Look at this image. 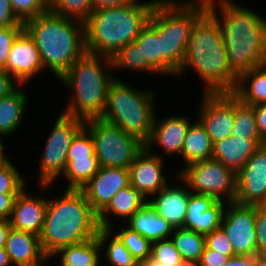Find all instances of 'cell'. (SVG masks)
<instances>
[{
    "label": "cell",
    "mask_w": 266,
    "mask_h": 266,
    "mask_svg": "<svg viewBox=\"0 0 266 266\" xmlns=\"http://www.w3.org/2000/svg\"><path fill=\"white\" fill-rule=\"evenodd\" d=\"M134 42L143 54V71L161 74V53L157 31L147 23Z\"/></svg>",
    "instance_id": "32"
},
{
    "label": "cell",
    "mask_w": 266,
    "mask_h": 266,
    "mask_svg": "<svg viewBox=\"0 0 266 266\" xmlns=\"http://www.w3.org/2000/svg\"><path fill=\"white\" fill-rule=\"evenodd\" d=\"M235 202L242 205H266V143L261 145L236 174Z\"/></svg>",
    "instance_id": "15"
},
{
    "label": "cell",
    "mask_w": 266,
    "mask_h": 266,
    "mask_svg": "<svg viewBox=\"0 0 266 266\" xmlns=\"http://www.w3.org/2000/svg\"><path fill=\"white\" fill-rule=\"evenodd\" d=\"M19 194H1L0 193V219L9 220L16 197Z\"/></svg>",
    "instance_id": "46"
},
{
    "label": "cell",
    "mask_w": 266,
    "mask_h": 266,
    "mask_svg": "<svg viewBox=\"0 0 266 266\" xmlns=\"http://www.w3.org/2000/svg\"><path fill=\"white\" fill-rule=\"evenodd\" d=\"M13 80L14 78L8 72L0 68V99L16 89Z\"/></svg>",
    "instance_id": "47"
},
{
    "label": "cell",
    "mask_w": 266,
    "mask_h": 266,
    "mask_svg": "<svg viewBox=\"0 0 266 266\" xmlns=\"http://www.w3.org/2000/svg\"><path fill=\"white\" fill-rule=\"evenodd\" d=\"M11 262L5 247L0 248V266H11Z\"/></svg>",
    "instance_id": "52"
},
{
    "label": "cell",
    "mask_w": 266,
    "mask_h": 266,
    "mask_svg": "<svg viewBox=\"0 0 266 266\" xmlns=\"http://www.w3.org/2000/svg\"><path fill=\"white\" fill-rule=\"evenodd\" d=\"M190 124L185 116H171L160 121L154 116L150 138L145 143V149L151 153V148L157 144L168 155L171 153L181 155Z\"/></svg>",
    "instance_id": "20"
},
{
    "label": "cell",
    "mask_w": 266,
    "mask_h": 266,
    "mask_svg": "<svg viewBox=\"0 0 266 266\" xmlns=\"http://www.w3.org/2000/svg\"><path fill=\"white\" fill-rule=\"evenodd\" d=\"M265 143L263 139L230 136L214 143L212 158L237 174L253 153Z\"/></svg>",
    "instance_id": "24"
},
{
    "label": "cell",
    "mask_w": 266,
    "mask_h": 266,
    "mask_svg": "<svg viewBox=\"0 0 266 266\" xmlns=\"http://www.w3.org/2000/svg\"><path fill=\"white\" fill-rule=\"evenodd\" d=\"M205 246L226 256H236L231 241L221 227L205 235Z\"/></svg>",
    "instance_id": "41"
},
{
    "label": "cell",
    "mask_w": 266,
    "mask_h": 266,
    "mask_svg": "<svg viewBox=\"0 0 266 266\" xmlns=\"http://www.w3.org/2000/svg\"><path fill=\"white\" fill-rule=\"evenodd\" d=\"M102 249L97 237L58 249L50 258L59 255L61 266H98Z\"/></svg>",
    "instance_id": "29"
},
{
    "label": "cell",
    "mask_w": 266,
    "mask_h": 266,
    "mask_svg": "<svg viewBox=\"0 0 266 266\" xmlns=\"http://www.w3.org/2000/svg\"><path fill=\"white\" fill-rule=\"evenodd\" d=\"M251 83L247 82L249 81ZM247 84V85H245ZM250 84V85H249ZM232 94L242 103L257 106L266 104V65L242 73Z\"/></svg>",
    "instance_id": "27"
},
{
    "label": "cell",
    "mask_w": 266,
    "mask_h": 266,
    "mask_svg": "<svg viewBox=\"0 0 266 266\" xmlns=\"http://www.w3.org/2000/svg\"><path fill=\"white\" fill-rule=\"evenodd\" d=\"M226 206L220 227L231 241L235 255H256L255 206L236 202Z\"/></svg>",
    "instance_id": "12"
},
{
    "label": "cell",
    "mask_w": 266,
    "mask_h": 266,
    "mask_svg": "<svg viewBox=\"0 0 266 266\" xmlns=\"http://www.w3.org/2000/svg\"><path fill=\"white\" fill-rule=\"evenodd\" d=\"M255 235L257 250L266 246V205L255 206Z\"/></svg>",
    "instance_id": "43"
},
{
    "label": "cell",
    "mask_w": 266,
    "mask_h": 266,
    "mask_svg": "<svg viewBox=\"0 0 266 266\" xmlns=\"http://www.w3.org/2000/svg\"><path fill=\"white\" fill-rule=\"evenodd\" d=\"M84 127L92 136L100 167L128 169L145 148L138 138L101 119L86 120Z\"/></svg>",
    "instance_id": "9"
},
{
    "label": "cell",
    "mask_w": 266,
    "mask_h": 266,
    "mask_svg": "<svg viewBox=\"0 0 266 266\" xmlns=\"http://www.w3.org/2000/svg\"><path fill=\"white\" fill-rule=\"evenodd\" d=\"M254 266H266V261L259 259L256 255H255V261H254Z\"/></svg>",
    "instance_id": "56"
},
{
    "label": "cell",
    "mask_w": 266,
    "mask_h": 266,
    "mask_svg": "<svg viewBox=\"0 0 266 266\" xmlns=\"http://www.w3.org/2000/svg\"><path fill=\"white\" fill-rule=\"evenodd\" d=\"M224 201H216L211 196L191 193L182 228L207 235L221 226L225 210Z\"/></svg>",
    "instance_id": "18"
},
{
    "label": "cell",
    "mask_w": 266,
    "mask_h": 266,
    "mask_svg": "<svg viewBox=\"0 0 266 266\" xmlns=\"http://www.w3.org/2000/svg\"><path fill=\"white\" fill-rule=\"evenodd\" d=\"M163 158L149 153L145 148L129 166L130 185L140 191L146 198L157 194L167 184L163 174Z\"/></svg>",
    "instance_id": "19"
},
{
    "label": "cell",
    "mask_w": 266,
    "mask_h": 266,
    "mask_svg": "<svg viewBox=\"0 0 266 266\" xmlns=\"http://www.w3.org/2000/svg\"><path fill=\"white\" fill-rule=\"evenodd\" d=\"M179 186H165L149 199L148 204L153 210L166 220L174 228L184 226V220L187 212V203L192 193L189 188Z\"/></svg>",
    "instance_id": "21"
},
{
    "label": "cell",
    "mask_w": 266,
    "mask_h": 266,
    "mask_svg": "<svg viewBox=\"0 0 266 266\" xmlns=\"http://www.w3.org/2000/svg\"><path fill=\"white\" fill-rule=\"evenodd\" d=\"M1 27H24L12 10L10 0H0V28Z\"/></svg>",
    "instance_id": "44"
},
{
    "label": "cell",
    "mask_w": 266,
    "mask_h": 266,
    "mask_svg": "<svg viewBox=\"0 0 266 266\" xmlns=\"http://www.w3.org/2000/svg\"><path fill=\"white\" fill-rule=\"evenodd\" d=\"M256 256L259 259L266 261V246H262L257 250Z\"/></svg>",
    "instance_id": "55"
},
{
    "label": "cell",
    "mask_w": 266,
    "mask_h": 266,
    "mask_svg": "<svg viewBox=\"0 0 266 266\" xmlns=\"http://www.w3.org/2000/svg\"><path fill=\"white\" fill-rule=\"evenodd\" d=\"M193 68L205 84L204 93H232L238 77L232 72L216 19L206 10L193 24L180 70Z\"/></svg>",
    "instance_id": "2"
},
{
    "label": "cell",
    "mask_w": 266,
    "mask_h": 266,
    "mask_svg": "<svg viewBox=\"0 0 266 266\" xmlns=\"http://www.w3.org/2000/svg\"><path fill=\"white\" fill-rule=\"evenodd\" d=\"M230 256L219 253L205 246L204 251L197 262L198 266H224L230 260Z\"/></svg>",
    "instance_id": "45"
},
{
    "label": "cell",
    "mask_w": 266,
    "mask_h": 266,
    "mask_svg": "<svg viewBox=\"0 0 266 266\" xmlns=\"http://www.w3.org/2000/svg\"><path fill=\"white\" fill-rule=\"evenodd\" d=\"M44 66L34 39L24 29L15 39L7 57L5 71L21 86L43 72Z\"/></svg>",
    "instance_id": "16"
},
{
    "label": "cell",
    "mask_w": 266,
    "mask_h": 266,
    "mask_svg": "<svg viewBox=\"0 0 266 266\" xmlns=\"http://www.w3.org/2000/svg\"><path fill=\"white\" fill-rule=\"evenodd\" d=\"M48 200L40 196L26 194L23 190L17 197L12 209L10 224L13 229L40 235Z\"/></svg>",
    "instance_id": "22"
},
{
    "label": "cell",
    "mask_w": 266,
    "mask_h": 266,
    "mask_svg": "<svg viewBox=\"0 0 266 266\" xmlns=\"http://www.w3.org/2000/svg\"><path fill=\"white\" fill-rule=\"evenodd\" d=\"M183 2L158 0L148 20L157 31L163 75H176L180 70L191 28L207 10V1Z\"/></svg>",
    "instance_id": "7"
},
{
    "label": "cell",
    "mask_w": 266,
    "mask_h": 266,
    "mask_svg": "<svg viewBox=\"0 0 266 266\" xmlns=\"http://www.w3.org/2000/svg\"><path fill=\"white\" fill-rule=\"evenodd\" d=\"M136 260L144 261L151 257L152 243L129 227L115 234Z\"/></svg>",
    "instance_id": "36"
},
{
    "label": "cell",
    "mask_w": 266,
    "mask_h": 266,
    "mask_svg": "<svg viewBox=\"0 0 266 266\" xmlns=\"http://www.w3.org/2000/svg\"><path fill=\"white\" fill-rule=\"evenodd\" d=\"M143 266H165V264H162L159 261L154 260L152 257H149L143 261Z\"/></svg>",
    "instance_id": "54"
},
{
    "label": "cell",
    "mask_w": 266,
    "mask_h": 266,
    "mask_svg": "<svg viewBox=\"0 0 266 266\" xmlns=\"http://www.w3.org/2000/svg\"><path fill=\"white\" fill-rule=\"evenodd\" d=\"M129 185L128 169L100 167L99 171L80 190L98 215L120 189Z\"/></svg>",
    "instance_id": "17"
},
{
    "label": "cell",
    "mask_w": 266,
    "mask_h": 266,
    "mask_svg": "<svg viewBox=\"0 0 266 266\" xmlns=\"http://www.w3.org/2000/svg\"><path fill=\"white\" fill-rule=\"evenodd\" d=\"M85 126V120L61 113L44 145L40 163L39 185L48 188L64 172L67 152L73 138ZM48 186V187H47Z\"/></svg>",
    "instance_id": "11"
},
{
    "label": "cell",
    "mask_w": 266,
    "mask_h": 266,
    "mask_svg": "<svg viewBox=\"0 0 266 266\" xmlns=\"http://www.w3.org/2000/svg\"><path fill=\"white\" fill-rule=\"evenodd\" d=\"M136 0H91L93 10L130 5Z\"/></svg>",
    "instance_id": "49"
},
{
    "label": "cell",
    "mask_w": 266,
    "mask_h": 266,
    "mask_svg": "<svg viewBox=\"0 0 266 266\" xmlns=\"http://www.w3.org/2000/svg\"><path fill=\"white\" fill-rule=\"evenodd\" d=\"M99 169L100 164L95 155L92 136L83 127L73 138L67 152V165L64 174H61L69 180L66 189H82Z\"/></svg>",
    "instance_id": "13"
},
{
    "label": "cell",
    "mask_w": 266,
    "mask_h": 266,
    "mask_svg": "<svg viewBox=\"0 0 266 266\" xmlns=\"http://www.w3.org/2000/svg\"><path fill=\"white\" fill-rule=\"evenodd\" d=\"M137 1L130 5L92 11L84 21L88 53L112 59L122 47L134 42L147 25L158 0Z\"/></svg>",
    "instance_id": "4"
},
{
    "label": "cell",
    "mask_w": 266,
    "mask_h": 266,
    "mask_svg": "<svg viewBox=\"0 0 266 266\" xmlns=\"http://www.w3.org/2000/svg\"><path fill=\"white\" fill-rule=\"evenodd\" d=\"M3 148L5 147L2 145V141L0 138V168L4 167L10 162V159L6 157L7 155H5Z\"/></svg>",
    "instance_id": "53"
},
{
    "label": "cell",
    "mask_w": 266,
    "mask_h": 266,
    "mask_svg": "<svg viewBox=\"0 0 266 266\" xmlns=\"http://www.w3.org/2000/svg\"><path fill=\"white\" fill-rule=\"evenodd\" d=\"M174 247L184 262L197 263L205 248V235L184 228H174L171 234Z\"/></svg>",
    "instance_id": "31"
},
{
    "label": "cell",
    "mask_w": 266,
    "mask_h": 266,
    "mask_svg": "<svg viewBox=\"0 0 266 266\" xmlns=\"http://www.w3.org/2000/svg\"><path fill=\"white\" fill-rule=\"evenodd\" d=\"M112 228L113 226L110 228H100L97 233V240L99 241L101 249L104 248L106 241H110L107 244L105 256L109 260L108 262L111 266H128L136 261V259L120 239L116 235H113L115 233Z\"/></svg>",
    "instance_id": "33"
},
{
    "label": "cell",
    "mask_w": 266,
    "mask_h": 266,
    "mask_svg": "<svg viewBox=\"0 0 266 266\" xmlns=\"http://www.w3.org/2000/svg\"><path fill=\"white\" fill-rule=\"evenodd\" d=\"M148 203L146 197L131 185L120 189L110 200L109 204L97 215L100 228H110L109 214H115L117 218L128 220L137 210Z\"/></svg>",
    "instance_id": "25"
},
{
    "label": "cell",
    "mask_w": 266,
    "mask_h": 266,
    "mask_svg": "<svg viewBox=\"0 0 266 266\" xmlns=\"http://www.w3.org/2000/svg\"><path fill=\"white\" fill-rule=\"evenodd\" d=\"M11 228L10 220L0 219V248L5 247Z\"/></svg>",
    "instance_id": "51"
},
{
    "label": "cell",
    "mask_w": 266,
    "mask_h": 266,
    "mask_svg": "<svg viewBox=\"0 0 266 266\" xmlns=\"http://www.w3.org/2000/svg\"><path fill=\"white\" fill-rule=\"evenodd\" d=\"M42 64L60 79L86 52L84 22L47 11L24 23Z\"/></svg>",
    "instance_id": "5"
},
{
    "label": "cell",
    "mask_w": 266,
    "mask_h": 266,
    "mask_svg": "<svg viewBox=\"0 0 266 266\" xmlns=\"http://www.w3.org/2000/svg\"><path fill=\"white\" fill-rule=\"evenodd\" d=\"M25 182L12 161L0 168L1 194H20L26 187Z\"/></svg>",
    "instance_id": "39"
},
{
    "label": "cell",
    "mask_w": 266,
    "mask_h": 266,
    "mask_svg": "<svg viewBox=\"0 0 266 266\" xmlns=\"http://www.w3.org/2000/svg\"><path fill=\"white\" fill-rule=\"evenodd\" d=\"M255 255L253 256H241L236 255L230 258L224 266H254Z\"/></svg>",
    "instance_id": "50"
},
{
    "label": "cell",
    "mask_w": 266,
    "mask_h": 266,
    "mask_svg": "<svg viewBox=\"0 0 266 266\" xmlns=\"http://www.w3.org/2000/svg\"><path fill=\"white\" fill-rule=\"evenodd\" d=\"M24 27H1L0 28V68L5 69L6 61L11 47L17 36Z\"/></svg>",
    "instance_id": "42"
},
{
    "label": "cell",
    "mask_w": 266,
    "mask_h": 266,
    "mask_svg": "<svg viewBox=\"0 0 266 266\" xmlns=\"http://www.w3.org/2000/svg\"><path fill=\"white\" fill-rule=\"evenodd\" d=\"M17 18L25 23L49 11V0H10Z\"/></svg>",
    "instance_id": "38"
},
{
    "label": "cell",
    "mask_w": 266,
    "mask_h": 266,
    "mask_svg": "<svg viewBox=\"0 0 266 266\" xmlns=\"http://www.w3.org/2000/svg\"><path fill=\"white\" fill-rule=\"evenodd\" d=\"M99 229L97 214L83 192L65 189L61 198L48 200L40 244L50 258L61 247L97 237Z\"/></svg>",
    "instance_id": "3"
},
{
    "label": "cell",
    "mask_w": 266,
    "mask_h": 266,
    "mask_svg": "<svg viewBox=\"0 0 266 266\" xmlns=\"http://www.w3.org/2000/svg\"><path fill=\"white\" fill-rule=\"evenodd\" d=\"M153 103L152 92L135 90L115 78L109 86L106 108L100 119L145 144L150 138L154 116H157Z\"/></svg>",
    "instance_id": "8"
},
{
    "label": "cell",
    "mask_w": 266,
    "mask_h": 266,
    "mask_svg": "<svg viewBox=\"0 0 266 266\" xmlns=\"http://www.w3.org/2000/svg\"><path fill=\"white\" fill-rule=\"evenodd\" d=\"M198 115L213 144L230 137L234 126V95L203 93Z\"/></svg>",
    "instance_id": "14"
},
{
    "label": "cell",
    "mask_w": 266,
    "mask_h": 266,
    "mask_svg": "<svg viewBox=\"0 0 266 266\" xmlns=\"http://www.w3.org/2000/svg\"><path fill=\"white\" fill-rule=\"evenodd\" d=\"M113 69L124 68L143 71V54L135 42L122 47L112 58Z\"/></svg>",
    "instance_id": "37"
},
{
    "label": "cell",
    "mask_w": 266,
    "mask_h": 266,
    "mask_svg": "<svg viewBox=\"0 0 266 266\" xmlns=\"http://www.w3.org/2000/svg\"><path fill=\"white\" fill-rule=\"evenodd\" d=\"M231 136L262 139L257 129L253 106L242 103L234 96V126Z\"/></svg>",
    "instance_id": "34"
},
{
    "label": "cell",
    "mask_w": 266,
    "mask_h": 266,
    "mask_svg": "<svg viewBox=\"0 0 266 266\" xmlns=\"http://www.w3.org/2000/svg\"><path fill=\"white\" fill-rule=\"evenodd\" d=\"M128 266H143V261L136 260V261H134L132 264H130Z\"/></svg>",
    "instance_id": "57"
},
{
    "label": "cell",
    "mask_w": 266,
    "mask_h": 266,
    "mask_svg": "<svg viewBox=\"0 0 266 266\" xmlns=\"http://www.w3.org/2000/svg\"><path fill=\"white\" fill-rule=\"evenodd\" d=\"M215 6L219 8L222 17L218 16ZM207 11L218 22L229 66L237 77L251 69L266 65L264 17L230 0H209Z\"/></svg>",
    "instance_id": "1"
},
{
    "label": "cell",
    "mask_w": 266,
    "mask_h": 266,
    "mask_svg": "<svg viewBox=\"0 0 266 266\" xmlns=\"http://www.w3.org/2000/svg\"><path fill=\"white\" fill-rule=\"evenodd\" d=\"M133 231L145 237L151 243L158 240L169 239L174 227L159 216L147 203L136 211V213L124 222Z\"/></svg>",
    "instance_id": "26"
},
{
    "label": "cell",
    "mask_w": 266,
    "mask_h": 266,
    "mask_svg": "<svg viewBox=\"0 0 266 266\" xmlns=\"http://www.w3.org/2000/svg\"><path fill=\"white\" fill-rule=\"evenodd\" d=\"M257 129L260 137L266 142V104L253 106Z\"/></svg>",
    "instance_id": "48"
},
{
    "label": "cell",
    "mask_w": 266,
    "mask_h": 266,
    "mask_svg": "<svg viewBox=\"0 0 266 266\" xmlns=\"http://www.w3.org/2000/svg\"><path fill=\"white\" fill-rule=\"evenodd\" d=\"M102 57V58H101ZM112 59L86 52L59 79L74 93L62 113L83 120L100 119L114 76Z\"/></svg>",
    "instance_id": "6"
},
{
    "label": "cell",
    "mask_w": 266,
    "mask_h": 266,
    "mask_svg": "<svg viewBox=\"0 0 266 266\" xmlns=\"http://www.w3.org/2000/svg\"><path fill=\"white\" fill-rule=\"evenodd\" d=\"M5 250L13 266H42L49 257L43 252L39 236L11 228Z\"/></svg>",
    "instance_id": "23"
},
{
    "label": "cell",
    "mask_w": 266,
    "mask_h": 266,
    "mask_svg": "<svg viewBox=\"0 0 266 266\" xmlns=\"http://www.w3.org/2000/svg\"><path fill=\"white\" fill-rule=\"evenodd\" d=\"M49 11L84 22L92 13L91 0H49Z\"/></svg>",
    "instance_id": "35"
},
{
    "label": "cell",
    "mask_w": 266,
    "mask_h": 266,
    "mask_svg": "<svg viewBox=\"0 0 266 266\" xmlns=\"http://www.w3.org/2000/svg\"><path fill=\"white\" fill-rule=\"evenodd\" d=\"M177 176L194 194L211 196L226 203L235 202L236 173L213 158L190 163Z\"/></svg>",
    "instance_id": "10"
},
{
    "label": "cell",
    "mask_w": 266,
    "mask_h": 266,
    "mask_svg": "<svg viewBox=\"0 0 266 266\" xmlns=\"http://www.w3.org/2000/svg\"><path fill=\"white\" fill-rule=\"evenodd\" d=\"M151 257L165 266H181L184 263L170 238L153 242Z\"/></svg>",
    "instance_id": "40"
},
{
    "label": "cell",
    "mask_w": 266,
    "mask_h": 266,
    "mask_svg": "<svg viewBox=\"0 0 266 266\" xmlns=\"http://www.w3.org/2000/svg\"><path fill=\"white\" fill-rule=\"evenodd\" d=\"M213 145L205 127L199 120L190 124L181 150V157L185 165L212 159Z\"/></svg>",
    "instance_id": "28"
},
{
    "label": "cell",
    "mask_w": 266,
    "mask_h": 266,
    "mask_svg": "<svg viewBox=\"0 0 266 266\" xmlns=\"http://www.w3.org/2000/svg\"><path fill=\"white\" fill-rule=\"evenodd\" d=\"M27 94L15 89L0 99V137L17 131L27 106Z\"/></svg>",
    "instance_id": "30"
},
{
    "label": "cell",
    "mask_w": 266,
    "mask_h": 266,
    "mask_svg": "<svg viewBox=\"0 0 266 266\" xmlns=\"http://www.w3.org/2000/svg\"><path fill=\"white\" fill-rule=\"evenodd\" d=\"M181 266H198L197 263L184 262Z\"/></svg>",
    "instance_id": "58"
}]
</instances>
